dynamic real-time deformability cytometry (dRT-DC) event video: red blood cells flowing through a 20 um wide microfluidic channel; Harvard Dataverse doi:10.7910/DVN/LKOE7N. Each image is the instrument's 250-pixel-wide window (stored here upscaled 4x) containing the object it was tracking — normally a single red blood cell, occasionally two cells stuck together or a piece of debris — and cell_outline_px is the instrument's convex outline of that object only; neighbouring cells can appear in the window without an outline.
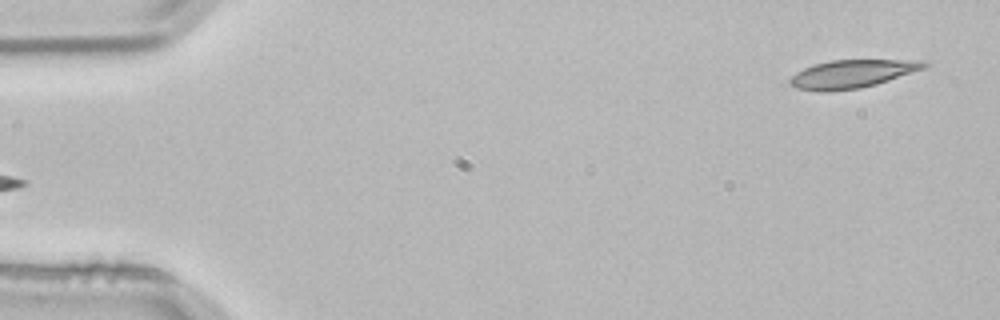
{"species": "common noctule bat (a hibernating species)", "species_latin": "Nyctalus noctula", "temperature_condition": "room temperature", "stored_images_in_passage": 3, "segment_of_instrument_passage": [2, 2], "camera_frame_rate_fps": 3000, "um_per_image_px": 0.085, "animal": {"sex": "male", "body_mass_g": 21.5, "forearm_length_mm": 52.0}, "frame": {"image": 1, "passage_image": 3, "time_ms": 0.667, "image_size_px": [1000, 320], "cell_outline_px": [[928, 64], [924, 68], [876, 84], [860, 88], [828, 92], [820, 92], [796, 88], [788, 84], [788, 80], [796, 72], [812, 64], [832, 60], [924, 60]], "centroid_in_image_um": [72.36, 6.29], "position_along_channel_um": 12.6, "area_um2": 22.02}}